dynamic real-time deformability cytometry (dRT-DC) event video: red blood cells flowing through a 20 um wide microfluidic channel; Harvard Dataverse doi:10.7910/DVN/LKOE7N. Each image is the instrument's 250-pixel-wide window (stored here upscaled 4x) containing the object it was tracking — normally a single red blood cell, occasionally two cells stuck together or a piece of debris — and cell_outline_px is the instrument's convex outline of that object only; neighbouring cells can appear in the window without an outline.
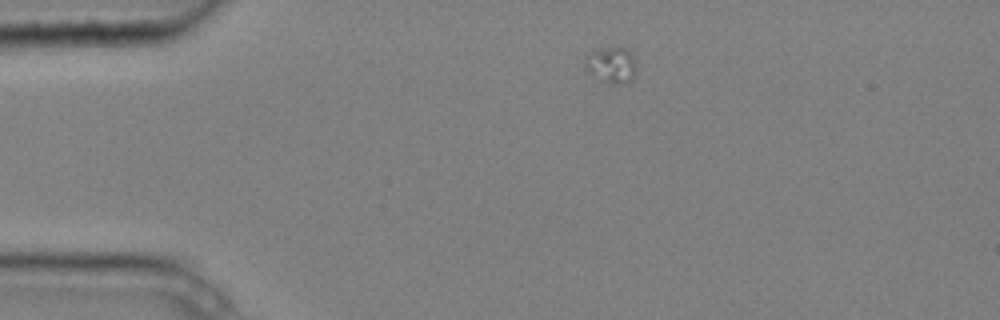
{"species": "common noctule bat (a hibernating species)", "species_latin": "Nyctalus noctula", "temperature_condition": "cold", "stored_images_in_passage": 2, "camera_frame_rate_fps": 3000, "um_per_image_px": 0.085, "animal": {"sex": "male", "body_mass_g": 20.4}, "frame": {"image": 1, "passage_image": 1, "time_ms": 0.0, "image_size_px": [1000, 320], "cell_outline_px": [[636, 68], [632, 80], [624, 84], [612, 84], [588, 72], [584, 68], [584, 56], [608, 48], [624, 48], [632, 52], [636, 64]], "centroid_in_image_um": [52.0, 5.54], "position_along_channel_um": 33.0, "area_um2": 10.58}}